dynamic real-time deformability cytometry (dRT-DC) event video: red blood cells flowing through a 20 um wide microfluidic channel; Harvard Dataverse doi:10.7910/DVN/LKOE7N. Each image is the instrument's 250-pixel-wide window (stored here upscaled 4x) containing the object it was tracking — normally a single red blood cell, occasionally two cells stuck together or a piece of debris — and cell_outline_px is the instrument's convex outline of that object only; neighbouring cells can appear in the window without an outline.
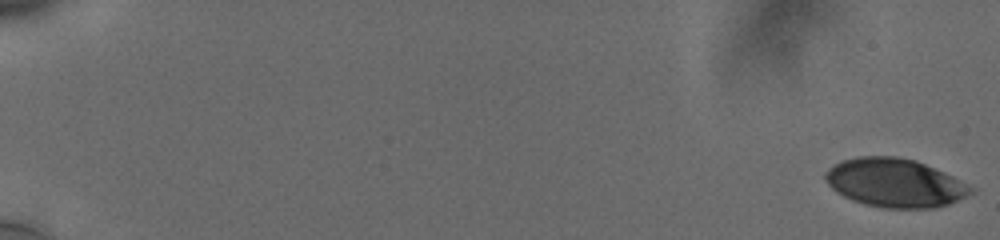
{"species": "human", "species_latin": "Homo sapiens", "temperature_condition": "cold", "stored_images_in_passage": 37, "camera_frame_rate_fps": 3000, "um_per_image_px": 0.085, "donor": {"sex": "male"}, "frame": {"image": 1, "passage_image": 1, "time_ms": 0.0, "image_size_px": [1000, 240], "cell_outline_px": [[968, 192], [964, 196], [948, 204], [936, 208], [880, 208], [864, 204], [852, 200], [844, 196], [832, 188], [828, 184], [824, 176], [836, 164], [844, 160], [860, 156], [896, 156], [912, 160], [924, 164], [956, 180], [968, 188]], "centroid_in_image_um": [75.96, 15.56], "position_along_channel_um": 9.0, "area_um2": 39.77}}
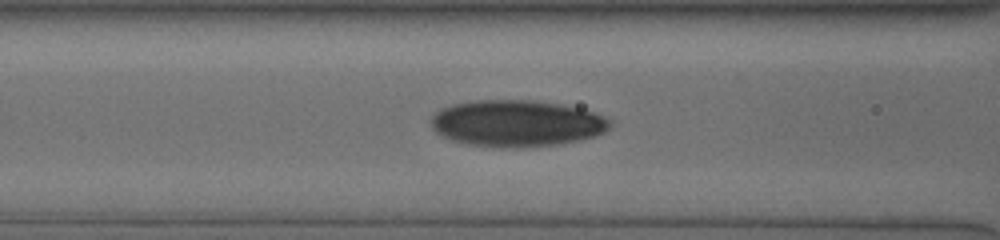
{"frame": {"image": 2, "passage_image": 28, "time_ms": 8.667, "image_size_px": [1000, 240], "cell_outline_px": [[608, 128], [604, 132], [580, 140], [560, 144], [524, 148], [492, 148], [464, 144], [452, 140], [436, 132], [432, 128], [432, 116], [436, 112], [452, 104], [472, 100], [536, 100], [580, 108], [592, 112], [608, 120]], "centroid_in_image_um": [43.86, 10.5], "position_along_channel_um": 122.7, "area_um2": 48.61}}
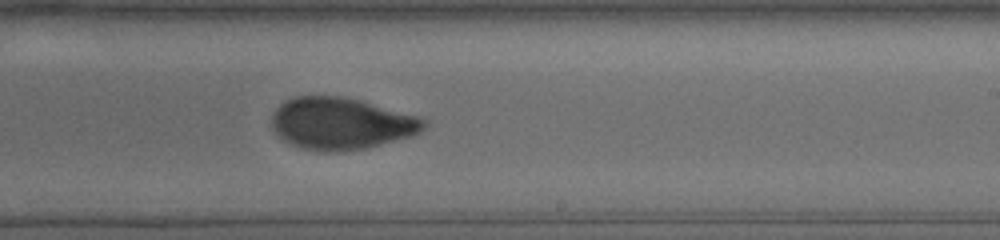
{"frame": {"image": 3, "passage_image": 37, "time_ms": 12.333, "image_size_px": [1000, 240], "cell_outline_px": [[428, 124], [420, 132], [412, 136], [368, 148], [340, 152], [320, 152], [304, 148], [292, 144], [284, 140], [272, 128], [272, 116], [276, 108], [284, 100], [296, 96], [340, 96], [360, 100], [416, 116], [428, 120]], "centroid_in_image_um": [29.0, 10.51], "position_along_channel_um": 260.0, "area_um2": 46.07}}